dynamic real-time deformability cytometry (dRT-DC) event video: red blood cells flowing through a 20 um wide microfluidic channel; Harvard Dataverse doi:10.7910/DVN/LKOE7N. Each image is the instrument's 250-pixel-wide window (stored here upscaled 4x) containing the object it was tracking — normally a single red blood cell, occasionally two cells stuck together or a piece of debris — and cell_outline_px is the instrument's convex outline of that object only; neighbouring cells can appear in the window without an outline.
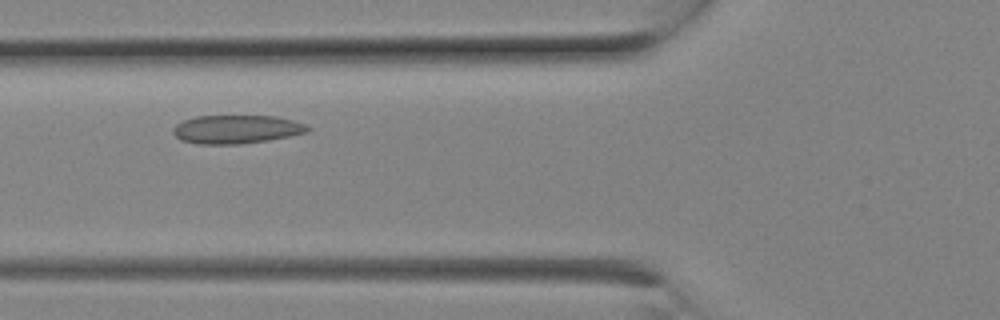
{"species": "Egyptian fruit bat (a non-hibernating species)", "species_latin": "Rousettus aegyptiacus", "temperature_condition": "room temperature", "stored_images_in_passage": 4, "camera_frame_rate_fps": 3000, "um_per_image_px": 0.085, "animal": {"sex": "female"}, "frame": {"image": 1, "passage_image": 3, "time_ms": 0.667, "image_size_px": [1000, 320], "cell_outline_px": [[312, 128], [308, 132], [268, 140], [240, 144], [196, 144], [180, 140], [172, 132], [172, 128], [176, 124], [184, 120], [196, 116], [276, 116], [292, 120], [304, 124]], "centroid_in_image_um": [20.07, 10.99], "position_along_channel_um": 105.7, "area_um2": 22.37}}
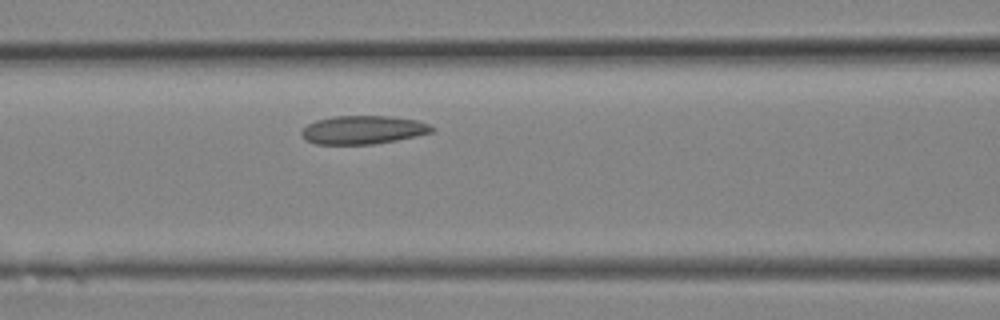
{"frame": {"image": 2, "passage_image": 4, "time_ms": 1.0, "image_size_px": [1000, 320], "cell_outline_px": [[436, 128], [432, 132], [416, 136], [396, 140], [372, 144], [316, 144], [304, 140], [300, 132], [308, 124], [316, 120], [332, 116], [388, 116], [416, 120], [428, 124]], "centroid_in_image_um": [30.83, 11.04], "position_along_channel_um": 135.8, "area_um2": 21.56}}